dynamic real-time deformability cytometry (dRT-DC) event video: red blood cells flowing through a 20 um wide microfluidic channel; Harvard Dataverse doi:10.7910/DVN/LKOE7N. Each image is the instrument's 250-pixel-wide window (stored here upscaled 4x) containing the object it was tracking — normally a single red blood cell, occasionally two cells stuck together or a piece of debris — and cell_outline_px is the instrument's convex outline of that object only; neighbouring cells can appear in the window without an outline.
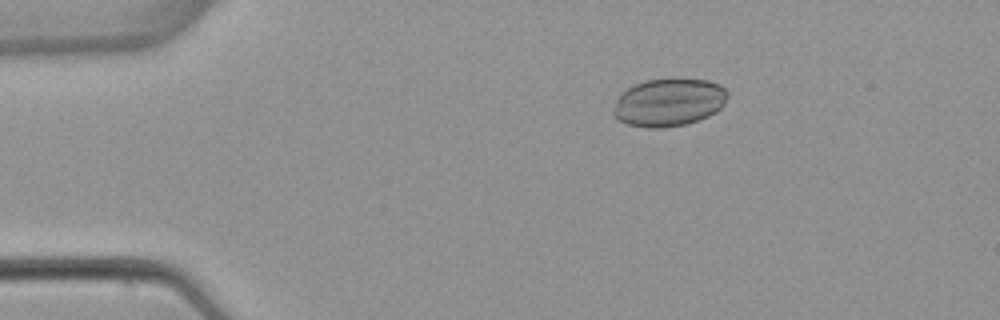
{"species": "common noctule bat (a hibernating species)", "species_latin": "Nyctalus noctula", "temperature_condition": "warm", "stored_images_in_passage": 6, "camera_frame_rate_fps": 3000, "um_per_image_px": 0.085, "animal": {"sex": "female", "body_mass_g": 22.7, "forearm_length_mm": 54.2}, "frame": {"image": 1, "passage_image": 3, "time_ms": 2.333, "image_size_px": [1000, 320], "cell_outline_px": [[728, 96], [724, 104], [716, 112], [708, 116], [684, 124], [660, 128], [648, 128], [628, 124], [616, 120], [612, 116], [612, 112], [616, 100], [620, 92], [636, 84], [648, 80], [676, 76], [708, 80], [720, 84], [728, 92]], "centroid_in_image_um": [56.84, 8.66], "position_along_channel_um": 28.2, "area_um2": 32.54}}
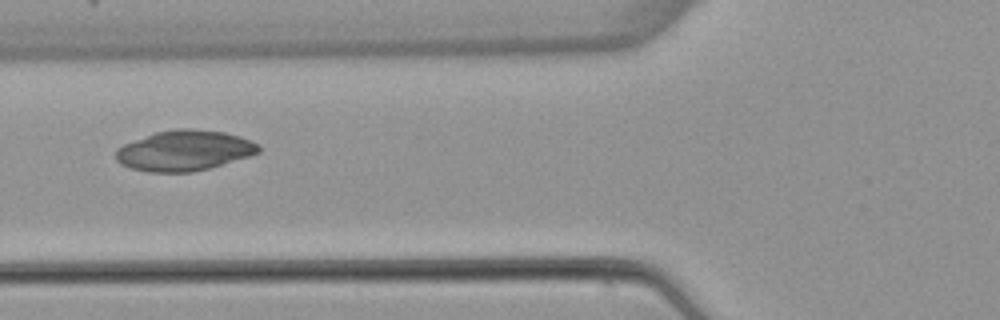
{"frame": {"image": 2, "passage_image": 6, "time_ms": 6.0, "image_size_px": [1000, 320], "cell_outline_px": [[260, 152], [248, 156], [208, 168], [192, 172], [148, 172], [132, 168], [120, 164], [116, 160], [116, 148], [124, 144], [156, 132], [176, 128], [188, 128], [224, 132], [240, 136], [252, 140], [260, 144]], "centroid_in_image_um": [15.67, 12.79], "position_along_channel_um": 110.1, "area_um2": 33.52}}